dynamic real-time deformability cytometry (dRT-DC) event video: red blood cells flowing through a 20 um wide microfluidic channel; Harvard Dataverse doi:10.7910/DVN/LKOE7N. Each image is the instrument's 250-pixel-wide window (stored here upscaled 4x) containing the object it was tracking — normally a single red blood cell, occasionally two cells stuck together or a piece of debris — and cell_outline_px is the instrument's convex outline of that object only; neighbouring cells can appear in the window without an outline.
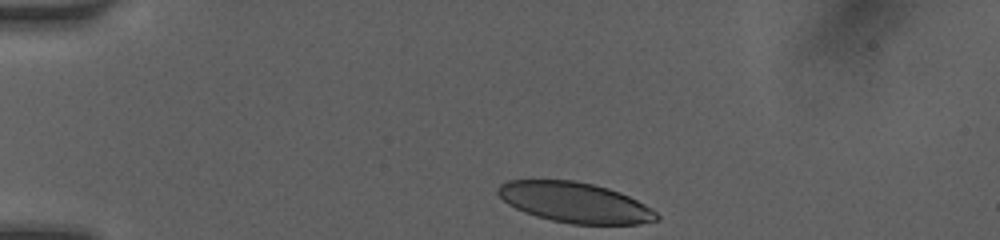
{"species": "human", "species_latin": "Homo sapiens", "temperature_condition": "room temperature", "stored_images_in_passage": 29, "camera_frame_rate_fps": 3000, "um_per_image_px": 0.085, "donor": {"sex": "female"}, "frame": {"image": 1, "passage_image": 1, "time_ms": 0.0, "image_size_px": [1000, 240], "cell_outline_px": [[660, 220], [640, 224], [572, 224], [552, 220], [536, 216], [524, 212], [508, 204], [496, 192], [496, 188], [500, 184], [508, 180], [572, 180], [592, 184], [608, 188], [620, 192], [652, 208], [660, 216]], "centroid_in_image_um": [48.88, 17.21], "position_along_channel_um": 36.1, "area_um2": 37.28}}
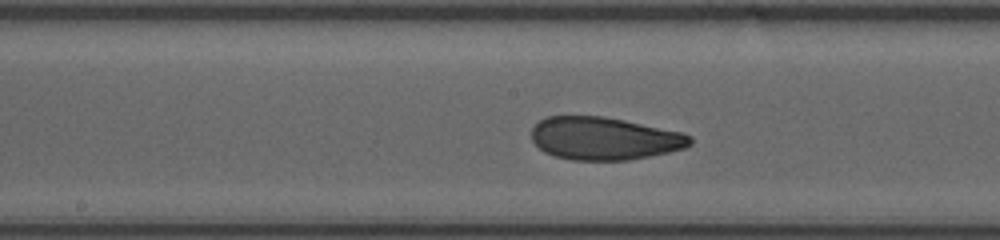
{"frame": {"image": 2, "passage_image": 16, "time_ms": 5.333, "image_size_px": [1000, 240], "cell_outline_px": [[692, 144], [684, 148], [668, 152], [628, 160], [572, 160], [556, 156], [544, 152], [532, 140], [532, 128], [540, 120], [548, 116], [604, 116], [684, 132], [692, 136]], "centroid_in_image_um": [51.38, 11.76], "position_along_channel_um": 196.8, "area_um2": 39.54}}
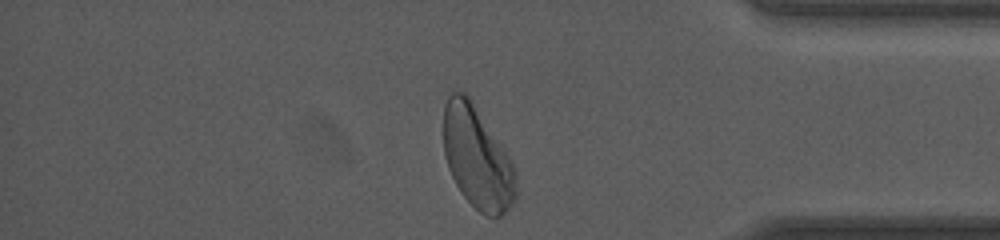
{"frame": {"image": 3, "passage_image": 29, "time_ms": 10.667, "image_size_px": [1000, 240], "cell_outline_px": [[516, 196], [512, 204], [496, 220], [484, 216], [460, 192], [448, 168], [444, 156], [444, 104], [448, 96], [452, 92], [464, 92], [472, 100], [512, 160], [516, 172]], "centroid_in_image_um": [40.57, 13.42], "position_along_channel_um": 394.6, "area_um2": 43.35}, "authors_computed_cell_mechanics": {"area_um2": 40.1132, "velocity_mm_per_s": 4.0845, "shape_relaxation_time_tau1_ms": 4.4469, "shape_relaxation_time_tau2_ms": 1.1553, "deformation_change_tau1": 0.1462, "deformation_change_tau2": 0.0759}}